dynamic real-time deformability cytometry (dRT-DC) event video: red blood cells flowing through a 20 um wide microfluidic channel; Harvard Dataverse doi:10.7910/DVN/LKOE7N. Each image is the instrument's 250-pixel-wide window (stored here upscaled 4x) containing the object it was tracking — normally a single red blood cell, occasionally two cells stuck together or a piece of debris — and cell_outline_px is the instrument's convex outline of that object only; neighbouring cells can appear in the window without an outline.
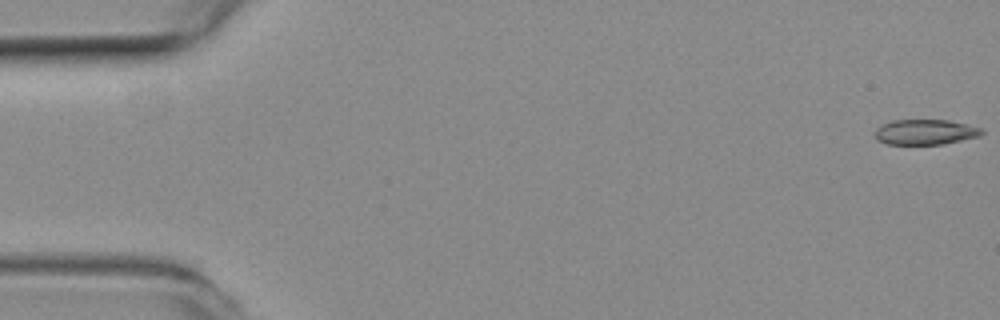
{"species": "common noctule bat (a hibernating species)", "species_latin": "Nyctalus noctula", "temperature_condition": "room temperature", "stored_images_in_passage": 24, "camera_frame_rate_fps": 3000, "um_per_image_px": 0.085, "animal": {"sex": "female", "body_mass_g": 19.3, "forearm_length_mm": 54.1}, "frame": {"image": 1, "passage_image": 1, "time_ms": 0.0, "image_size_px": [1000, 320], "cell_outline_px": [[984, 132], [980, 136], [944, 144], [888, 144], [876, 140], [876, 128], [880, 124], [892, 120], [948, 120], [984, 128]], "centroid_in_image_um": [78.66, 11.22], "position_along_channel_um": 6.3, "area_um2": 15.84}}
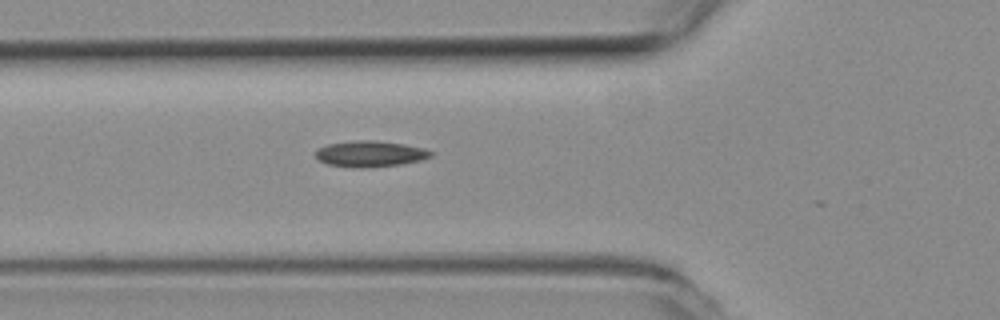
{"frame": {"image": 2, "passage_image": 20, "time_ms": 6.333, "image_size_px": [1000, 320], "cell_outline_px": [[432, 156], [424, 160], [400, 164], [360, 168], [352, 168], [328, 164], [320, 160], [316, 156], [316, 148], [328, 144], [356, 140], [376, 140], [404, 144], [424, 148], [432, 152]], "centroid_in_image_um": [31.47, 13.07], "position_along_channel_um": 94.3, "area_um2": 17.51}}
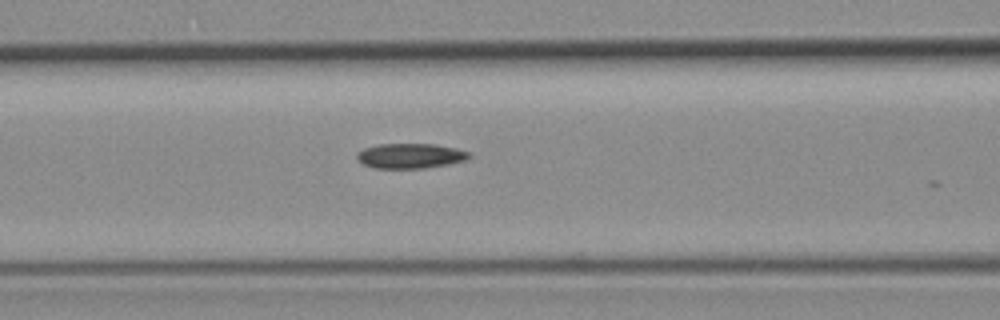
{"frame": {"image": 3, "passage_image": 23, "time_ms": 7.333, "image_size_px": [1000, 320], "cell_outline_px": [[472, 156], [464, 160], [448, 164], [424, 168], [376, 168], [364, 164], [356, 160], [356, 152], [364, 148], [376, 144], [436, 144], [456, 148], [472, 152]], "centroid_in_image_um": [34.87, 13.24], "position_along_channel_um": 131.7, "area_um2": 16.47}}